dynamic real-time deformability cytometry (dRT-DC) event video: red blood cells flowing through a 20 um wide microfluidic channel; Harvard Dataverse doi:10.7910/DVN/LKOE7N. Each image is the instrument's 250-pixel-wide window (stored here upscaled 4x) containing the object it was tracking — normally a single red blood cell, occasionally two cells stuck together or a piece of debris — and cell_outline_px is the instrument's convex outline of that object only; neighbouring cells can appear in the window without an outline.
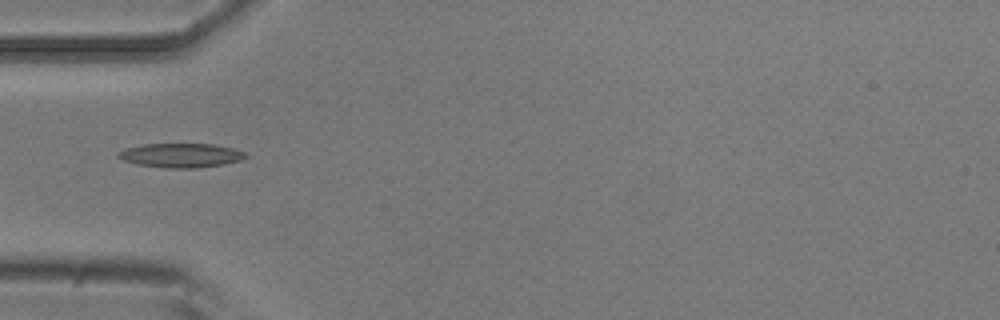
{"species": "common noctule bat (a hibernating species)", "species_latin": "Nyctalus noctula", "temperature_condition": "room temperature", "stored_images_in_passage": 7, "camera_frame_rate_fps": 3000, "um_per_image_px": 0.085, "animal": {"sex": "male", "body_mass_g": 20.5, "forearm_length_mm": 52.5}, "frame": {"image": 1, "passage_image": 4, "time_ms": 1.0, "image_size_px": [1000, 320], "cell_outline_px": [[248, 156], [240, 160], [224, 164], [196, 168], [168, 168], [136, 164], [124, 160], [116, 156], [116, 152], [124, 148], [144, 144], [212, 144], [232, 148], [244, 152]], "centroid_in_image_um": [15.33, 13.2], "position_along_channel_um": 69.7, "area_um2": 17.92}}
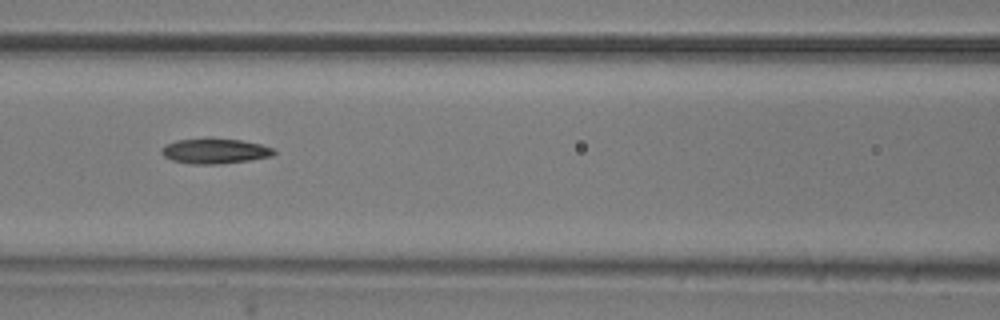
{"frame": {"image": 2, "passage_image": 6, "time_ms": 1.667, "image_size_px": [1000, 320], "cell_outline_px": [[276, 152], [272, 156], [248, 160], [220, 164], [192, 164], [172, 160], [164, 156], [160, 152], [160, 148], [164, 144], [176, 140], [208, 136], [212, 136], [240, 140], [260, 144], [272, 148]], "centroid_in_image_um": [18.19, 12.8], "position_along_channel_um": 148.4, "area_um2": 16.99}}
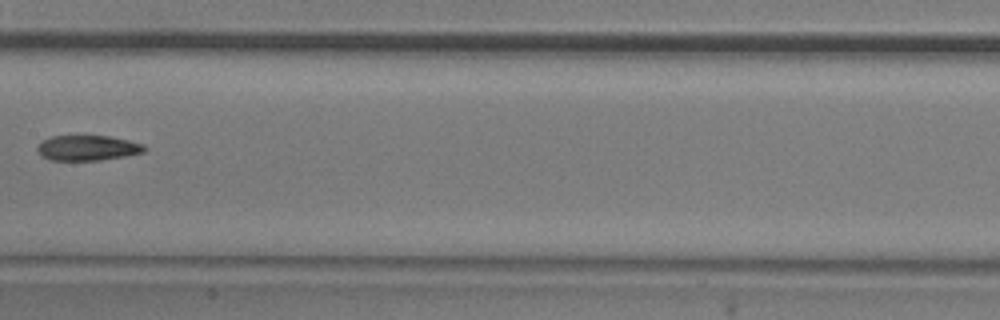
{"frame": {"image": 3, "passage_image": 7, "time_ms": 2.0, "image_size_px": [1000, 320], "cell_outline_px": [[148, 148], [144, 152], [124, 156], [100, 160], [52, 160], [40, 156], [36, 148], [44, 140], [52, 136], [108, 136], [128, 140], [144, 144]], "centroid_in_image_um": [7.46, 12.57], "position_along_channel_um": 199.9, "area_um2": 15.66}}